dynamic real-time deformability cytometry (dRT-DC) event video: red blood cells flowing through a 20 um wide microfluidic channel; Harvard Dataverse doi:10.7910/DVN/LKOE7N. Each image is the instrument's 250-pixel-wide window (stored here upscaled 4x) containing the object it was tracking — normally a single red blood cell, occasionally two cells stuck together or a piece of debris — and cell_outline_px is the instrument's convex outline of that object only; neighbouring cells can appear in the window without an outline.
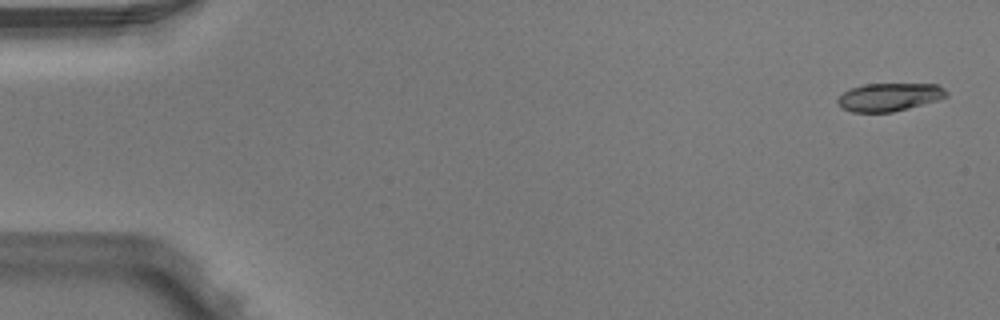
{"species": "Egyptian fruit bat (a non-hibernating species)", "species_latin": "Rousettus aegyptiacus", "temperature_condition": "warm", "stored_images_in_passage": 6, "camera_frame_rate_fps": 3000, "um_per_image_px": 0.085, "animal": {"sex": "male"}, "frame": {"image": 1, "passage_image": 1, "time_ms": 0.0, "image_size_px": [1000, 320], "cell_outline_px": [[948, 96], [936, 100], [908, 108], [892, 112], [852, 112], [840, 108], [836, 104], [836, 100], [844, 92], [852, 88], [864, 84], [936, 84], [944, 88], [948, 92]], "centroid_in_image_um": [75.56, 8.25], "position_along_channel_um": 9.4, "area_um2": 17.74}}
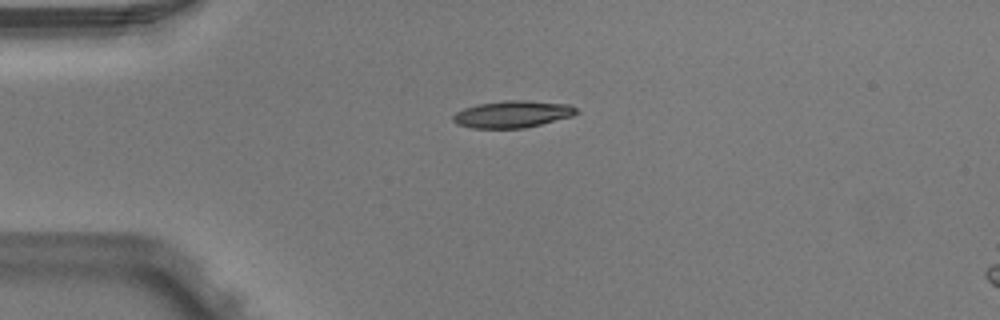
{"frame": {"image": 2, "passage_image": 4, "time_ms": 1.0, "image_size_px": [1000, 320], "cell_outline_px": [[580, 112], [572, 116], [524, 128], [472, 128], [456, 124], [452, 120], [452, 116], [456, 112], [464, 108], [480, 104], [504, 100], [524, 100], [568, 104], [576, 108]], "centroid_in_image_um": [43.55, 9.7], "position_along_channel_um": 41.5, "area_um2": 19.31}}
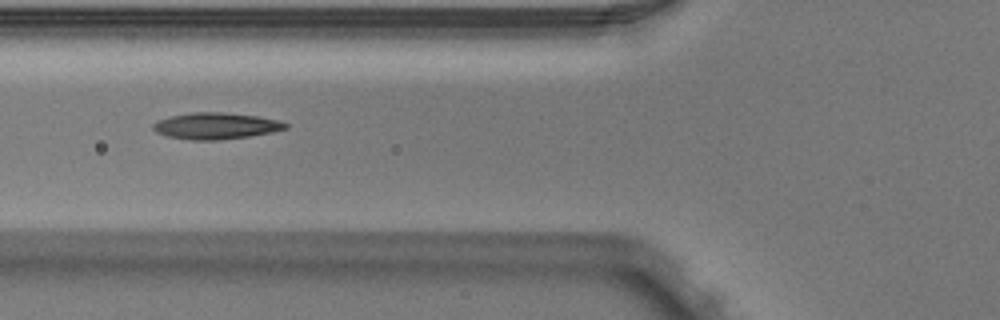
{"frame": {"image": 3, "passage_image": 6, "time_ms": 1.667, "image_size_px": [1000, 320], "cell_outline_px": [[288, 128], [272, 132], [248, 136], [220, 140], [192, 140], [168, 136], [156, 132], [152, 128], [152, 124], [160, 120], [172, 116], [192, 112], [224, 112], [256, 116], [280, 120], [288, 124]], "centroid_in_image_um": [18.37, 10.7], "position_along_channel_um": 107.4, "area_um2": 20.29}}